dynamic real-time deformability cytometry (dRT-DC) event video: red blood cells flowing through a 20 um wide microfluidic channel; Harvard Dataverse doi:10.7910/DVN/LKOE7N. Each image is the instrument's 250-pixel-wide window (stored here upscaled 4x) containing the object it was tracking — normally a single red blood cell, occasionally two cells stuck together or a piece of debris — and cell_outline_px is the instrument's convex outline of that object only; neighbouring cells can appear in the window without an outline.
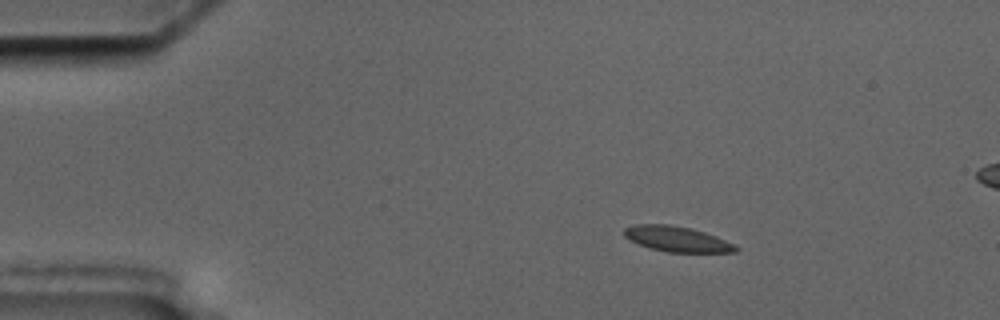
{"species": "common noctule bat (a hibernating species)", "species_latin": "Nyctalus noctula", "temperature_condition": "cold", "stored_images_in_passage": 50, "camera_frame_rate_fps": 3000, "um_per_image_px": 0.085, "animal": {"sex": "male", "body_mass_g": 17.5, "forearm_length_mm": 52.3}, "frame": {"image": 1, "passage_image": 1, "time_ms": 0.0, "image_size_px": [1000, 320], "cell_outline_px": [[740, 248], [736, 252], [668, 252], [652, 248], [640, 244], [624, 236], [624, 228], [632, 224], [668, 224], [692, 228], [716, 236]], "centroid_in_image_um": [57.54, 20.3], "position_along_channel_um": 27.5, "area_um2": 16.3}}
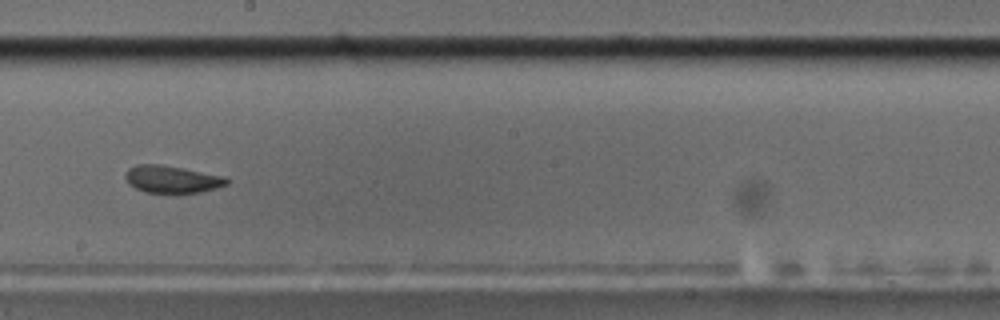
{"frame": {"image": 2, "passage_image": 24, "time_ms": 7.667, "image_size_px": [1000, 320], "cell_outline_px": [[228, 184], [216, 188], [200, 192], [176, 196], [144, 192], [128, 184], [124, 176], [128, 168], [136, 164], [160, 164], [224, 176], [228, 180]], "centroid_in_image_um": [14.58, 15.28], "position_along_channel_um": 233.6, "area_um2": 16.76}}
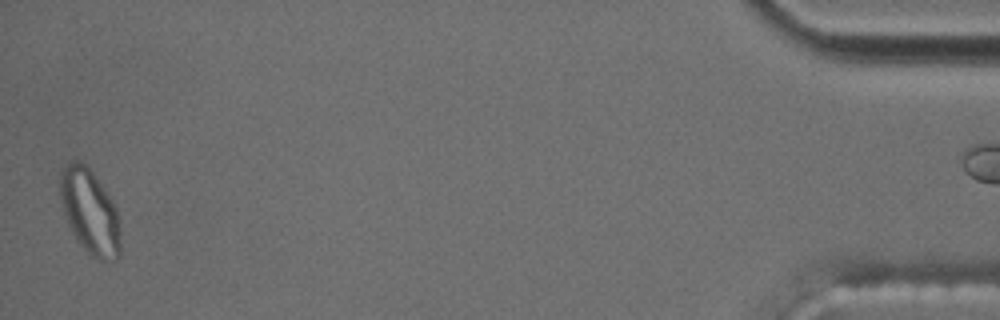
{"frame": {"image": 3, "passage_image": 48, "time_ms": 15.667, "image_size_px": [1000, 320], "cell_outline_px": [[120, 256], [116, 260], [100, 260], [92, 256], [76, 240], [68, 224], [64, 212], [60, 196], [60, 172], [72, 160], [80, 160], [92, 172], [104, 188], [112, 200], [116, 208], [120, 228]], "centroid_in_image_um": [7.65, 18.01], "position_along_channel_um": 427.6, "area_um2": 29.65}, "authors_computed_cell_mechanics": {"area_um2": 16.762, "velocity_mm_per_s": 3.5302, "shape_relaxation_time_tau1_ms": null, "shape_relaxation_time_tau2_ms": 2.9535, "deformation_change_tau1": null, "deformation_change_tau2": 0.0558}}